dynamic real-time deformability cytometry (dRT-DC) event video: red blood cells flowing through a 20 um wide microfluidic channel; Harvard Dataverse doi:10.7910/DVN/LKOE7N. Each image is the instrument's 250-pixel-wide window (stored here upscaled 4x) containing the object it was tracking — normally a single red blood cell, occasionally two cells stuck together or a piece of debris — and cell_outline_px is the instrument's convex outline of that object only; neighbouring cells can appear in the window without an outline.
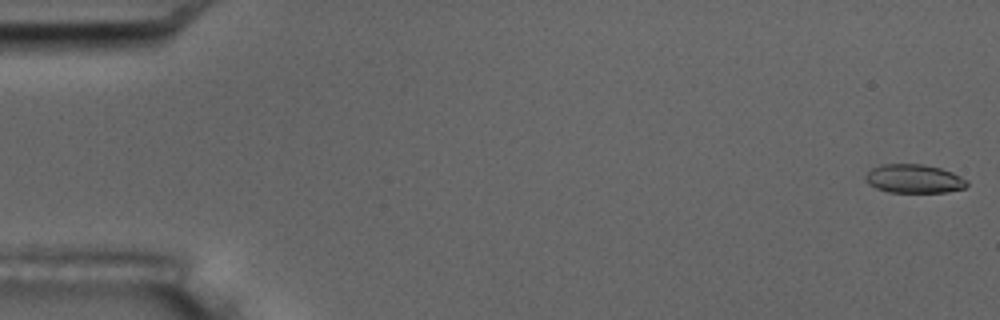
{"species": "common noctule bat (a hibernating species)", "species_latin": "Nyctalus noctula", "temperature_condition": "room temperature", "stored_images_in_passage": 6, "camera_frame_rate_fps": 3000, "um_per_image_px": 0.085, "animal": {"sex": "male", "body_mass_g": 17.5, "forearm_length_mm": 52.3}, "frame": {"image": 1, "passage_image": 1, "time_ms": 0.0, "image_size_px": [1000, 320], "cell_outline_px": [[968, 184], [964, 188], [944, 192], [888, 192], [876, 188], [868, 184], [864, 176], [872, 168], [880, 164], [920, 164], [940, 168], [952, 172], [968, 180]], "centroid_in_image_um": [77.67, 15.19], "position_along_channel_um": 7.3, "area_um2": 16.94}}
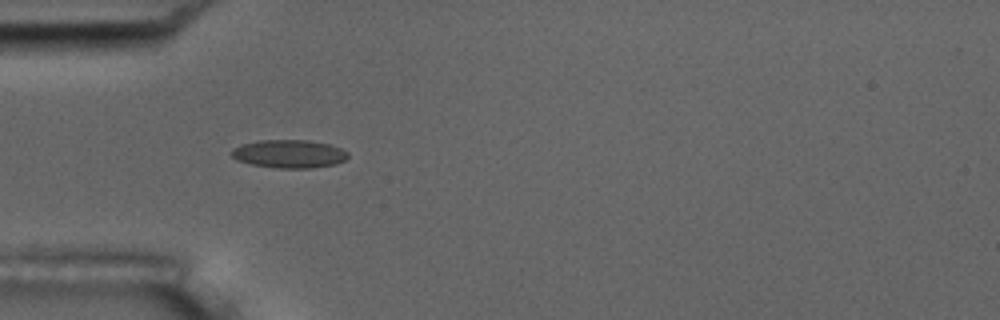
{"frame": {"image": 2, "passage_image": 5, "time_ms": 5.333, "image_size_px": [1000, 320], "cell_outline_px": [[348, 156], [344, 160], [336, 164], [312, 168], [280, 168], [252, 164], [236, 160], [232, 156], [232, 148], [240, 144], [256, 140], [308, 140], [328, 144], [340, 148], [348, 152]], "centroid_in_image_um": [24.56, 13.07], "position_along_channel_um": 60.4, "area_um2": 19.13}}